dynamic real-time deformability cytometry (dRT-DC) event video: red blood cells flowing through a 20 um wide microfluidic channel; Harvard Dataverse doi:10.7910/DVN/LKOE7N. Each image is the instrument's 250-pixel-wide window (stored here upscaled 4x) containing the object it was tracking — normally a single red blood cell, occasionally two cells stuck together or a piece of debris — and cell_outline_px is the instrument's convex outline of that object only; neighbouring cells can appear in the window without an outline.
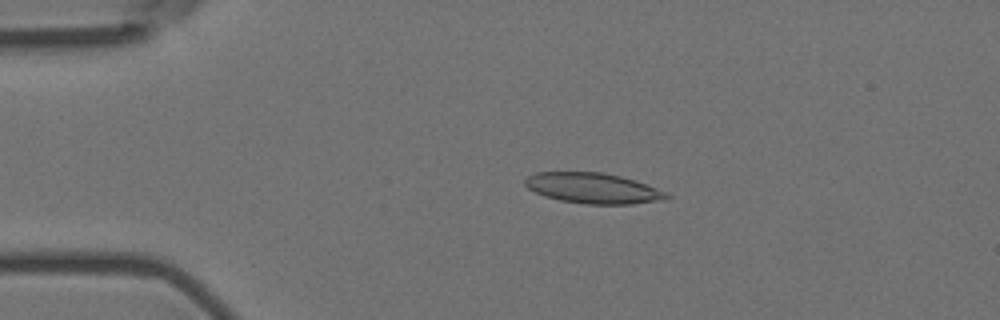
{"species": "Egyptian fruit bat (a non-hibernating species)", "species_latin": "Rousettus aegyptiacus", "temperature_condition": "room temperature", "stored_images_in_passage": 54, "camera_frame_rate_fps": 3000, "um_per_image_px": 0.085, "animal": {"sex": "female"}, "frame": {"image": 1, "passage_image": 11, "time_ms": 3.333, "image_size_px": [1000, 320], "cell_outline_px": [[672, 196], [668, 200], [632, 204], [584, 204], [560, 200], [544, 196], [528, 188], [524, 184], [524, 180], [528, 176], [536, 172], [600, 172], [620, 176], [668, 192]], "centroid_in_image_um": [50.43, 16.01], "position_along_channel_um": 34.6, "area_um2": 25.2}}
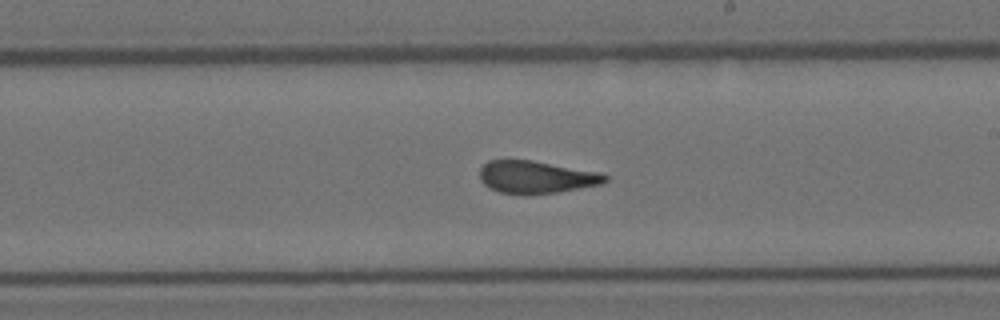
{"frame": {"image": 2, "passage_image": 31, "time_ms": 10.0, "image_size_px": [1000, 320], "cell_outline_px": [[608, 180], [600, 184], [560, 192], [528, 196], [524, 196], [500, 192], [488, 188], [480, 180], [480, 168], [488, 160], [532, 160], [596, 172], [608, 176]], "centroid_in_image_um": [45.52, 15.08], "position_along_channel_um": 243.5, "area_um2": 23.93}}
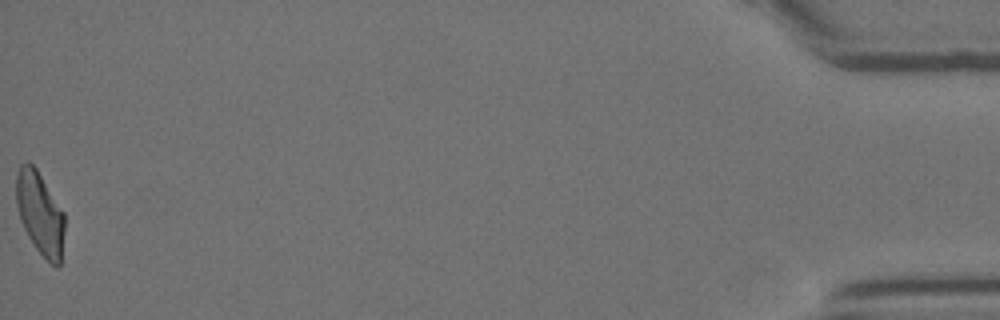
{"frame": {"image": 3, "passage_image": 54, "time_ms": 17.667, "image_size_px": [1000, 320], "cell_outline_px": [[64, 232], [60, 264], [56, 268], [36, 248], [28, 236], [20, 220], [16, 204], [16, 176], [20, 164], [28, 160], [36, 168], [64, 212]], "centroid_in_image_um": [3.39, 18.1], "position_along_channel_um": 431.8, "area_um2": 23.24}, "authors_computed_cell_mechanics": {"area_um2": 24.3916, "velocity_mm_per_s": 3.746, "shape_relaxation_time_tau1_ms": 7.7687, "shape_relaxation_time_tau2_ms": 1.5181, "deformation_change_tau1": 0.204, "deformation_change_tau2": 0.0945}}